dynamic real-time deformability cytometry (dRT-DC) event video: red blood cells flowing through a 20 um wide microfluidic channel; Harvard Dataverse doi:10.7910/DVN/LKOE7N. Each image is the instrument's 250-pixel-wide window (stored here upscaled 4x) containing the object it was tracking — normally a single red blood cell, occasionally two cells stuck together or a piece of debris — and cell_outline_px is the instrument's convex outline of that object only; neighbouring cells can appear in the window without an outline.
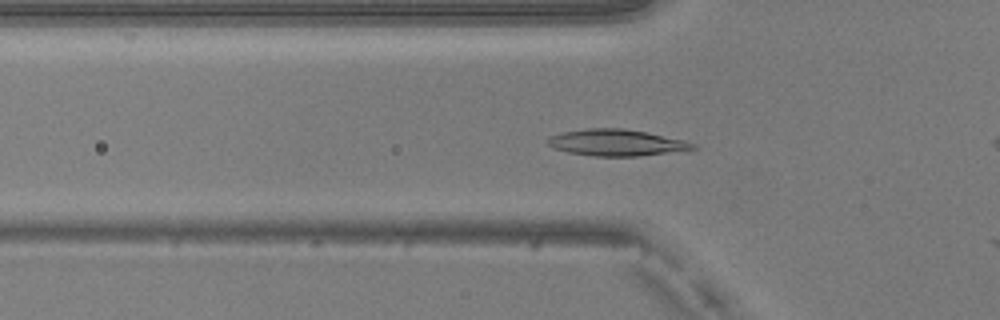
{"species": "common noctule bat (a hibernating species)", "species_latin": "Nyctalus noctula", "temperature_condition": "warm", "stored_images_in_passage": 6, "camera_frame_rate_fps": 3000, "um_per_image_px": 0.085, "animal": {"sex": "male", "body_mass_g": 20.5, "forearm_length_mm": 52.5}, "frame": {"image": 1, "passage_image": 4, "time_ms": 1.0, "image_size_px": [1000, 320], "cell_outline_px": [[696, 148], [636, 156], [592, 156], [568, 152], [552, 148], [548, 144], [548, 136], [564, 132], [588, 128], [624, 128], [648, 132], [684, 140], [696, 144]], "centroid_in_image_um": [52.35, 12.11], "position_along_channel_um": 73.5, "area_um2": 22.2}}